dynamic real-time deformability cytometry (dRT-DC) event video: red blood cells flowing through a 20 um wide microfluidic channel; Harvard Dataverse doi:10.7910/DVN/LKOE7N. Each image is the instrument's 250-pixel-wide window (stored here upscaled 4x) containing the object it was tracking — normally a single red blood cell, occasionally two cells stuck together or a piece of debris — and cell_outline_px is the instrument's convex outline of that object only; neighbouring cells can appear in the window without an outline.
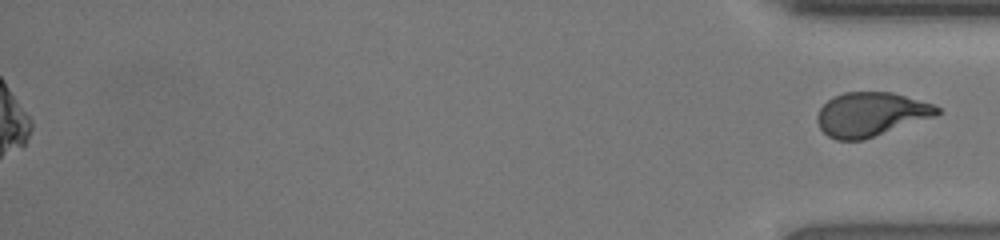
{"species": "human", "species_latin": "Homo sapiens", "temperature_condition": "room temperature", "stored_images_in_passage": 50, "segment_of_instrument_passage": [2, 2], "camera_frame_rate_fps": 3000, "um_per_image_px": 0.085, "donor": {"sex": "female"}, "frame": {"image": 1, "passage_image": 50, "time_ms": 16.333, "image_size_px": [1000, 240], "cell_outline_px": [[940, 112], [936, 116], [864, 140], [836, 140], [828, 136], [820, 128], [816, 120], [816, 116], [820, 108], [832, 96], [844, 92], [892, 92], [932, 104], [940, 108]], "centroid_in_image_um": [74.0, 9.72], "position_along_channel_um": 361.2, "area_um2": 30.81}}